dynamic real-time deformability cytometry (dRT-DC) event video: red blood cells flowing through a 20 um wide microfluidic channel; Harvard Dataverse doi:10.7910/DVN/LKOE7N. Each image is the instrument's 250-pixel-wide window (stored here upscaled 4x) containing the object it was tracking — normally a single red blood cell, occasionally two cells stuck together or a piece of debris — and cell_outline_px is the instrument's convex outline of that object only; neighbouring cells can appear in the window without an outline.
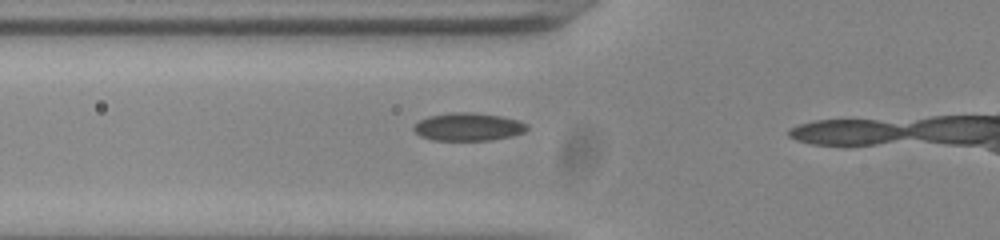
{"species": "common noctule bat (a hibernating species)", "species_latin": "Nyctalus noctula", "temperature_condition": "room temperature", "stored_images_in_passage": 18, "camera_frame_rate_fps": 3000, "um_per_image_px": 0.085, "animal": {"sex": "male", "body_mass_g": 20.0, "forearm_length_mm": 53.3}, "frame": {"image": 1, "passage_image": 13, "time_ms": 4.0, "image_size_px": [1000, 240], "cell_outline_px": [[528, 128], [524, 132], [512, 136], [492, 140], [432, 140], [420, 136], [412, 128], [420, 120], [428, 116], [452, 112], [472, 112], [500, 116], [516, 120], [528, 124]], "centroid_in_image_um": [39.79, 10.78], "position_along_channel_um": 86.0, "area_um2": 18.38}}
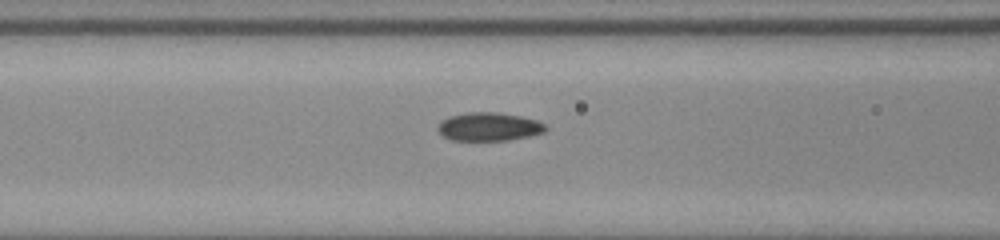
{"frame": {"image": 2, "passage_image": 16, "time_ms": 5.0, "image_size_px": [1000, 240], "cell_outline_px": [[548, 128], [544, 132], [528, 136], [508, 140], [452, 140], [444, 136], [436, 128], [440, 120], [448, 116], [468, 112], [496, 112], [520, 116], [536, 120], [544, 124]], "centroid_in_image_um": [41.53, 10.76], "position_along_channel_um": 125.1, "area_um2": 17.8}}